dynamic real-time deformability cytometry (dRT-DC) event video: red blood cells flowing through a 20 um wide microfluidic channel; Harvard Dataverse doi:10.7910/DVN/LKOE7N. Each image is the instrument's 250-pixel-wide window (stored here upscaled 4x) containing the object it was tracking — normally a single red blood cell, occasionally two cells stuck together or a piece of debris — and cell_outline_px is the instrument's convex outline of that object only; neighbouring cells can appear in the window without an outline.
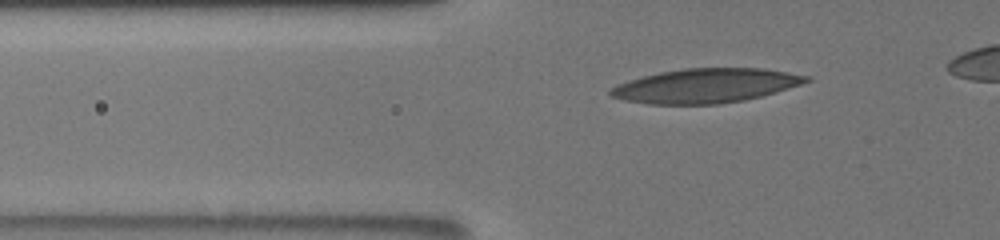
{"species": "human", "species_latin": "Homo sapiens", "temperature_condition": "room temperature", "stored_images_in_passage": 43, "camera_frame_rate_fps": 3000, "um_per_image_px": 0.085, "donor": {"sex": "male"}, "frame": {"image": 1, "passage_image": 11, "time_ms": 3.333, "image_size_px": [1000, 240], "cell_outline_px": [[812, 80], [776, 92], [744, 100], [716, 104], [648, 104], [624, 100], [612, 96], [608, 92], [608, 88], [616, 84], [628, 80], [660, 72], [684, 68], [764, 68], [812, 76]], "centroid_in_image_um": [59.97, 7.28], "position_along_channel_um": 65.8, "area_um2": 39.13}}
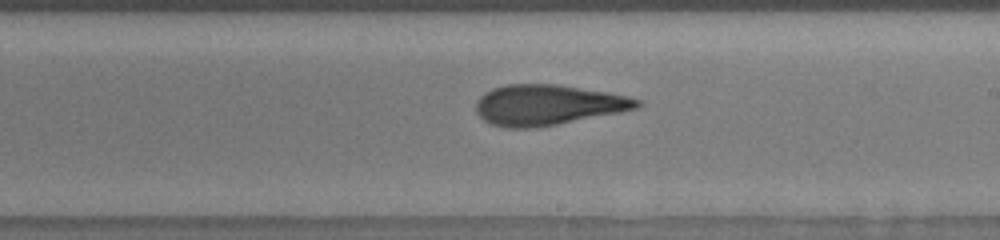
{"frame": {"image": 2, "passage_image": 26, "time_ms": 8.333, "image_size_px": [1000, 240], "cell_outline_px": [[640, 104], [636, 108], [620, 112], [536, 128], [504, 128], [492, 124], [484, 120], [476, 112], [476, 100], [484, 92], [492, 88], [504, 84], [556, 84], [608, 92], [628, 96], [640, 100]], "centroid_in_image_um": [46.51, 8.91], "position_along_channel_um": 242.5, "area_um2": 37.97}}
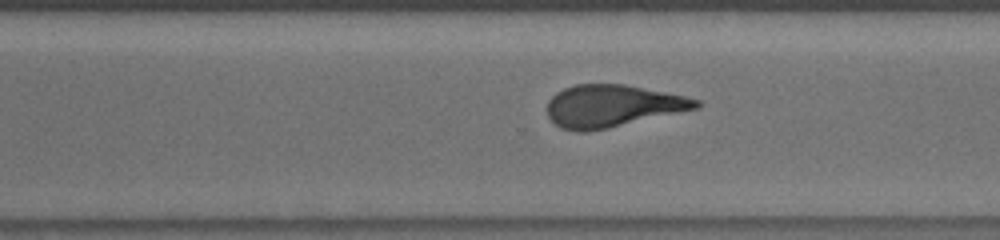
{"frame": {"image": 3, "passage_image": 32, "time_ms": 10.333, "image_size_px": [1000, 240], "cell_outline_px": [[704, 104], [700, 108], [608, 128], [584, 132], [576, 132], [560, 128], [548, 116], [548, 100], [556, 92], [564, 88], [576, 84], [624, 84], [684, 96], [700, 100]], "centroid_in_image_um": [52.06, 9.01], "position_along_channel_um": 318.5, "area_um2": 36.65}}